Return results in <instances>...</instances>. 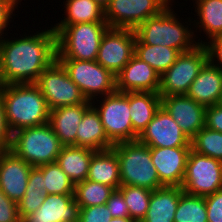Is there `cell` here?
Returning a JSON list of instances; mask_svg holds the SVG:
<instances>
[{"mask_svg": "<svg viewBox=\"0 0 222 222\" xmlns=\"http://www.w3.org/2000/svg\"><path fill=\"white\" fill-rule=\"evenodd\" d=\"M7 35L0 39V85L35 83L56 59L52 26L30 35L27 32L23 37L11 36L12 40Z\"/></svg>", "mask_w": 222, "mask_h": 222, "instance_id": "6da1fadb", "label": "cell"}, {"mask_svg": "<svg viewBox=\"0 0 222 222\" xmlns=\"http://www.w3.org/2000/svg\"><path fill=\"white\" fill-rule=\"evenodd\" d=\"M6 122L11 131L49 122L50 109L35 83L0 85Z\"/></svg>", "mask_w": 222, "mask_h": 222, "instance_id": "7a4b0ae2", "label": "cell"}, {"mask_svg": "<svg viewBox=\"0 0 222 222\" xmlns=\"http://www.w3.org/2000/svg\"><path fill=\"white\" fill-rule=\"evenodd\" d=\"M171 7L172 4L167 6L159 15L150 17L140 24L134 30L136 37L143 44L163 45L177 49L180 53L189 52L198 45H204L205 40H197L196 38H200L195 34L197 31H194V28L191 29L192 19L189 18L185 23H182ZM186 23L187 25H185Z\"/></svg>", "mask_w": 222, "mask_h": 222, "instance_id": "3957f363", "label": "cell"}, {"mask_svg": "<svg viewBox=\"0 0 222 222\" xmlns=\"http://www.w3.org/2000/svg\"><path fill=\"white\" fill-rule=\"evenodd\" d=\"M56 33V59L95 61L105 31L106 22L52 25Z\"/></svg>", "mask_w": 222, "mask_h": 222, "instance_id": "277c9868", "label": "cell"}, {"mask_svg": "<svg viewBox=\"0 0 222 222\" xmlns=\"http://www.w3.org/2000/svg\"><path fill=\"white\" fill-rule=\"evenodd\" d=\"M112 149L119 161L121 185L152 191L163 187L151 160V147L134 140L114 144Z\"/></svg>", "mask_w": 222, "mask_h": 222, "instance_id": "5b68a950", "label": "cell"}, {"mask_svg": "<svg viewBox=\"0 0 222 222\" xmlns=\"http://www.w3.org/2000/svg\"><path fill=\"white\" fill-rule=\"evenodd\" d=\"M63 145L51 125L20 129L12 134L10 150L32 167L55 163Z\"/></svg>", "mask_w": 222, "mask_h": 222, "instance_id": "8992f818", "label": "cell"}, {"mask_svg": "<svg viewBox=\"0 0 222 222\" xmlns=\"http://www.w3.org/2000/svg\"><path fill=\"white\" fill-rule=\"evenodd\" d=\"M88 101L116 92V76L95 61L57 59Z\"/></svg>", "mask_w": 222, "mask_h": 222, "instance_id": "52a82bcc", "label": "cell"}, {"mask_svg": "<svg viewBox=\"0 0 222 222\" xmlns=\"http://www.w3.org/2000/svg\"><path fill=\"white\" fill-rule=\"evenodd\" d=\"M100 98L91 103L100 115L107 138L113 144L137 140L130 118L129 92L116 91Z\"/></svg>", "mask_w": 222, "mask_h": 222, "instance_id": "ba28073f", "label": "cell"}, {"mask_svg": "<svg viewBox=\"0 0 222 222\" xmlns=\"http://www.w3.org/2000/svg\"><path fill=\"white\" fill-rule=\"evenodd\" d=\"M207 62L208 52L204 45L181 53L160 76V97L187 94L190 85Z\"/></svg>", "mask_w": 222, "mask_h": 222, "instance_id": "9c48e42d", "label": "cell"}, {"mask_svg": "<svg viewBox=\"0 0 222 222\" xmlns=\"http://www.w3.org/2000/svg\"><path fill=\"white\" fill-rule=\"evenodd\" d=\"M181 188L185 193L204 197L222 189V162L191 149Z\"/></svg>", "mask_w": 222, "mask_h": 222, "instance_id": "30bf717a", "label": "cell"}, {"mask_svg": "<svg viewBox=\"0 0 222 222\" xmlns=\"http://www.w3.org/2000/svg\"><path fill=\"white\" fill-rule=\"evenodd\" d=\"M35 84L42 92L50 110L87 101L57 59L40 74Z\"/></svg>", "mask_w": 222, "mask_h": 222, "instance_id": "8fae6325", "label": "cell"}, {"mask_svg": "<svg viewBox=\"0 0 222 222\" xmlns=\"http://www.w3.org/2000/svg\"><path fill=\"white\" fill-rule=\"evenodd\" d=\"M169 5V0H110L104 8V19L109 27L135 30Z\"/></svg>", "mask_w": 222, "mask_h": 222, "instance_id": "7c38bea8", "label": "cell"}, {"mask_svg": "<svg viewBox=\"0 0 222 222\" xmlns=\"http://www.w3.org/2000/svg\"><path fill=\"white\" fill-rule=\"evenodd\" d=\"M133 29L109 27L101 40L96 61L115 76L135 54Z\"/></svg>", "mask_w": 222, "mask_h": 222, "instance_id": "4fadbf2b", "label": "cell"}, {"mask_svg": "<svg viewBox=\"0 0 222 222\" xmlns=\"http://www.w3.org/2000/svg\"><path fill=\"white\" fill-rule=\"evenodd\" d=\"M137 140L149 147H191L190 139L162 106Z\"/></svg>", "mask_w": 222, "mask_h": 222, "instance_id": "5bb4252c", "label": "cell"}, {"mask_svg": "<svg viewBox=\"0 0 222 222\" xmlns=\"http://www.w3.org/2000/svg\"><path fill=\"white\" fill-rule=\"evenodd\" d=\"M161 106L167 110L190 140L205 127L206 107L186 94L162 97Z\"/></svg>", "mask_w": 222, "mask_h": 222, "instance_id": "9a60e30c", "label": "cell"}, {"mask_svg": "<svg viewBox=\"0 0 222 222\" xmlns=\"http://www.w3.org/2000/svg\"><path fill=\"white\" fill-rule=\"evenodd\" d=\"M191 147H151V160L163 186L181 187Z\"/></svg>", "mask_w": 222, "mask_h": 222, "instance_id": "2e32d148", "label": "cell"}, {"mask_svg": "<svg viewBox=\"0 0 222 222\" xmlns=\"http://www.w3.org/2000/svg\"><path fill=\"white\" fill-rule=\"evenodd\" d=\"M32 166L11 150L0 152V189L18 203L24 196Z\"/></svg>", "mask_w": 222, "mask_h": 222, "instance_id": "e0dca14e", "label": "cell"}, {"mask_svg": "<svg viewBox=\"0 0 222 222\" xmlns=\"http://www.w3.org/2000/svg\"><path fill=\"white\" fill-rule=\"evenodd\" d=\"M160 75L135 55L116 75V90L126 92H159Z\"/></svg>", "mask_w": 222, "mask_h": 222, "instance_id": "ac0fdd59", "label": "cell"}, {"mask_svg": "<svg viewBox=\"0 0 222 222\" xmlns=\"http://www.w3.org/2000/svg\"><path fill=\"white\" fill-rule=\"evenodd\" d=\"M79 213L74 194H47L38 210L24 216L21 222H78Z\"/></svg>", "mask_w": 222, "mask_h": 222, "instance_id": "d6986e66", "label": "cell"}, {"mask_svg": "<svg viewBox=\"0 0 222 222\" xmlns=\"http://www.w3.org/2000/svg\"><path fill=\"white\" fill-rule=\"evenodd\" d=\"M92 105L86 101L78 105L64 106L50 110L49 124L63 146H76L77 127L84 112Z\"/></svg>", "mask_w": 222, "mask_h": 222, "instance_id": "ffe728a7", "label": "cell"}, {"mask_svg": "<svg viewBox=\"0 0 222 222\" xmlns=\"http://www.w3.org/2000/svg\"><path fill=\"white\" fill-rule=\"evenodd\" d=\"M222 93V70L209 61L190 85L187 96L205 107L218 104Z\"/></svg>", "mask_w": 222, "mask_h": 222, "instance_id": "44dd1931", "label": "cell"}, {"mask_svg": "<svg viewBox=\"0 0 222 222\" xmlns=\"http://www.w3.org/2000/svg\"><path fill=\"white\" fill-rule=\"evenodd\" d=\"M113 143L107 138L100 115L91 105L82 117L77 127L76 146L88 148L93 151L108 150Z\"/></svg>", "mask_w": 222, "mask_h": 222, "instance_id": "7402d4cb", "label": "cell"}, {"mask_svg": "<svg viewBox=\"0 0 222 222\" xmlns=\"http://www.w3.org/2000/svg\"><path fill=\"white\" fill-rule=\"evenodd\" d=\"M183 192L178 186H163L153 190L146 216L141 222H174V215Z\"/></svg>", "mask_w": 222, "mask_h": 222, "instance_id": "603a6c76", "label": "cell"}, {"mask_svg": "<svg viewBox=\"0 0 222 222\" xmlns=\"http://www.w3.org/2000/svg\"><path fill=\"white\" fill-rule=\"evenodd\" d=\"M87 179L108 185L115 190L121 186L119 161L112 148L96 151L92 155Z\"/></svg>", "mask_w": 222, "mask_h": 222, "instance_id": "cb8c5ba5", "label": "cell"}, {"mask_svg": "<svg viewBox=\"0 0 222 222\" xmlns=\"http://www.w3.org/2000/svg\"><path fill=\"white\" fill-rule=\"evenodd\" d=\"M161 106L158 92H129V109L133 131L139 136Z\"/></svg>", "mask_w": 222, "mask_h": 222, "instance_id": "d4e9b609", "label": "cell"}, {"mask_svg": "<svg viewBox=\"0 0 222 222\" xmlns=\"http://www.w3.org/2000/svg\"><path fill=\"white\" fill-rule=\"evenodd\" d=\"M96 151L78 146H63L56 163L76 184L87 179L89 164Z\"/></svg>", "mask_w": 222, "mask_h": 222, "instance_id": "484cf974", "label": "cell"}, {"mask_svg": "<svg viewBox=\"0 0 222 222\" xmlns=\"http://www.w3.org/2000/svg\"><path fill=\"white\" fill-rule=\"evenodd\" d=\"M194 1V10L197 13L195 17H198L196 20L193 19L192 28H197L200 33L203 31L207 41L222 35V0Z\"/></svg>", "mask_w": 222, "mask_h": 222, "instance_id": "4316f807", "label": "cell"}, {"mask_svg": "<svg viewBox=\"0 0 222 222\" xmlns=\"http://www.w3.org/2000/svg\"><path fill=\"white\" fill-rule=\"evenodd\" d=\"M65 15L55 25H72L78 23L106 22L104 8L94 0H66L64 1Z\"/></svg>", "mask_w": 222, "mask_h": 222, "instance_id": "83f0119b", "label": "cell"}, {"mask_svg": "<svg viewBox=\"0 0 222 222\" xmlns=\"http://www.w3.org/2000/svg\"><path fill=\"white\" fill-rule=\"evenodd\" d=\"M181 53L163 45H146L137 37L135 56L150 65L160 76L176 61Z\"/></svg>", "mask_w": 222, "mask_h": 222, "instance_id": "f1b7e54d", "label": "cell"}, {"mask_svg": "<svg viewBox=\"0 0 222 222\" xmlns=\"http://www.w3.org/2000/svg\"><path fill=\"white\" fill-rule=\"evenodd\" d=\"M43 171L40 167H32L23 198L18 202L19 215L24 216L38 210L44 202L46 191L43 189Z\"/></svg>", "mask_w": 222, "mask_h": 222, "instance_id": "f546056e", "label": "cell"}, {"mask_svg": "<svg viewBox=\"0 0 222 222\" xmlns=\"http://www.w3.org/2000/svg\"><path fill=\"white\" fill-rule=\"evenodd\" d=\"M114 190L108 185L86 179L75 184L74 199L80 207L104 205Z\"/></svg>", "mask_w": 222, "mask_h": 222, "instance_id": "4dcf8cb0", "label": "cell"}, {"mask_svg": "<svg viewBox=\"0 0 222 222\" xmlns=\"http://www.w3.org/2000/svg\"><path fill=\"white\" fill-rule=\"evenodd\" d=\"M174 222H208L205 197L183 192L177 205Z\"/></svg>", "mask_w": 222, "mask_h": 222, "instance_id": "1f68e13d", "label": "cell"}, {"mask_svg": "<svg viewBox=\"0 0 222 222\" xmlns=\"http://www.w3.org/2000/svg\"><path fill=\"white\" fill-rule=\"evenodd\" d=\"M118 190L122 193L129 210V218L141 222L147 213L152 190L139 186L121 185Z\"/></svg>", "mask_w": 222, "mask_h": 222, "instance_id": "d6a6232c", "label": "cell"}, {"mask_svg": "<svg viewBox=\"0 0 222 222\" xmlns=\"http://www.w3.org/2000/svg\"><path fill=\"white\" fill-rule=\"evenodd\" d=\"M39 167L43 171V189L47 194H74L75 184L56 162Z\"/></svg>", "mask_w": 222, "mask_h": 222, "instance_id": "836d02e7", "label": "cell"}, {"mask_svg": "<svg viewBox=\"0 0 222 222\" xmlns=\"http://www.w3.org/2000/svg\"><path fill=\"white\" fill-rule=\"evenodd\" d=\"M191 149L222 162V133L203 127L190 140Z\"/></svg>", "mask_w": 222, "mask_h": 222, "instance_id": "e575fe53", "label": "cell"}, {"mask_svg": "<svg viewBox=\"0 0 222 222\" xmlns=\"http://www.w3.org/2000/svg\"><path fill=\"white\" fill-rule=\"evenodd\" d=\"M111 218L106 204L90 207H80L78 222H108Z\"/></svg>", "mask_w": 222, "mask_h": 222, "instance_id": "d590c367", "label": "cell"}, {"mask_svg": "<svg viewBox=\"0 0 222 222\" xmlns=\"http://www.w3.org/2000/svg\"><path fill=\"white\" fill-rule=\"evenodd\" d=\"M0 222H21L18 203L9 199L0 189Z\"/></svg>", "mask_w": 222, "mask_h": 222, "instance_id": "8d00e7d4", "label": "cell"}, {"mask_svg": "<svg viewBox=\"0 0 222 222\" xmlns=\"http://www.w3.org/2000/svg\"><path fill=\"white\" fill-rule=\"evenodd\" d=\"M208 222H222V189L205 196Z\"/></svg>", "mask_w": 222, "mask_h": 222, "instance_id": "74e56055", "label": "cell"}, {"mask_svg": "<svg viewBox=\"0 0 222 222\" xmlns=\"http://www.w3.org/2000/svg\"><path fill=\"white\" fill-rule=\"evenodd\" d=\"M111 217H129V210L122 193L117 189L106 202Z\"/></svg>", "mask_w": 222, "mask_h": 222, "instance_id": "f35d334b", "label": "cell"}, {"mask_svg": "<svg viewBox=\"0 0 222 222\" xmlns=\"http://www.w3.org/2000/svg\"><path fill=\"white\" fill-rule=\"evenodd\" d=\"M12 133L6 122L4 111V99L0 90V152H5L11 148Z\"/></svg>", "mask_w": 222, "mask_h": 222, "instance_id": "ab89813d", "label": "cell"}, {"mask_svg": "<svg viewBox=\"0 0 222 222\" xmlns=\"http://www.w3.org/2000/svg\"><path fill=\"white\" fill-rule=\"evenodd\" d=\"M204 46L208 52V61L222 70V35L206 41Z\"/></svg>", "mask_w": 222, "mask_h": 222, "instance_id": "60d3db41", "label": "cell"}, {"mask_svg": "<svg viewBox=\"0 0 222 222\" xmlns=\"http://www.w3.org/2000/svg\"><path fill=\"white\" fill-rule=\"evenodd\" d=\"M16 9H18L17 6L11 0H0V39L5 36L3 34L7 33L4 31L10 26V23H13L11 19H15Z\"/></svg>", "mask_w": 222, "mask_h": 222, "instance_id": "b9f144b4", "label": "cell"}, {"mask_svg": "<svg viewBox=\"0 0 222 222\" xmlns=\"http://www.w3.org/2000/svg\"><path fill=\"white\" fill-rule=\"evenodd\" d=\"M205 127L222 133V106L215 104L206 107Z\"/></svg>", "mask_w": 222, "mask_h": 222, "instance_id": "7bdbcfd3", "label": "cell"}, {"mask_svg": "<svg viewBox=\"0 0 222 222\" xmlns=\"http://www.w3.org/2000/svg\"><path fill=\"white\" fill-rule=\"evenodd\" d=\"M108 222H134L129 217H111L108 219Z\"/></svg>", "mask_w": 222, "mask_h": 222, "instance_id": "ee69618b", "label": "cell"}, {"mask_svg": "<svg viewBox=\"0 0 222 222\" xmlns=\"http://www.w3.org/2000/svg\"><path fill=\"white\" fill-rule=\"evenodd\" d=\"M94 1L97 2L99 5H101L103 8H105L110 2V0H94Z\"/></svg>", "mask_w": 222, "mask_h": 222, "instance_id": "f6af8a7d", "label": "cell"}, {"mask_svg": "<svg viewBox=\"0 0 222 222\" xmlns=\"http://www.w3.org/2000/svg\"><path fill=\"white\" fill-rule=\"evenodd\" d=\"M17 7L22 0H11Z\"/></svg>", "mask_w": 222, "mask_h": 222, "instance_id": "bcb514c9", "label": "cell"}, {"mask_svg": "<svg viewBox=\"0 0 222 222\" xmlns=\"http://www.w3.org/2000/svg\"><path fill=\"white\" fill-rule=\"evenodd\" d=\"M218 104L222 106V93H221V96H220Z\"/></svg>", "mask_w": 222, "mask_h": 222, "instance_id": "7dc6e473", "label": "cell"}, {"mask_svg": "<svg viewBox=\"0 0 222 222\" xmlns=\"http://www.w3.org/2000/svg\"><path fill=\"white\" fill-rule=\"evenodd\" d=\"M194 2V0H192ZM172 2H174V0H169V3L171 4Z\"/></svg>", "mask_w": 222, "mask_h": 222, "instance_id": "c3c4849f", "label": "cell"}]
</instances>
